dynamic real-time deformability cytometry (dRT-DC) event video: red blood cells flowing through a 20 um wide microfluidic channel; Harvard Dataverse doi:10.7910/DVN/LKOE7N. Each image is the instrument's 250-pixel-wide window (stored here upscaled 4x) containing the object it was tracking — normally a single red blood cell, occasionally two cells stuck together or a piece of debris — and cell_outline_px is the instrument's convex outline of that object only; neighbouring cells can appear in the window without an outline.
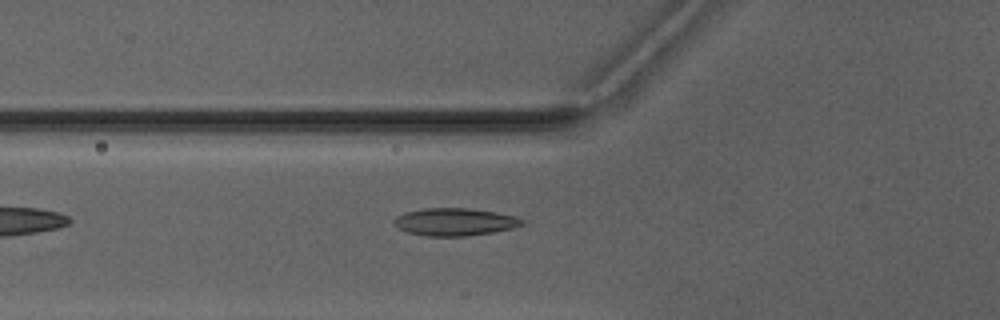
{"species": "Egyptian fruit bat (a non-hibernating species)", "species_latin": "Rousettus aegyptiacus", "temperature_condition": "warm", "stored_images_in_passage": 2, "camera_frame_rate_fps": 3000, "um_per_image_px": 0.085, "animal": {"sex": "male"}, "frame": {"image": 1, "passage_image": 2, "time_ms": 1.333, "image_size_px": [1000, 320], "cell_outline_px": [[524, 224], [512, 228], [492, 232], [464, 236], [428, 236], [408, 232], [392, 224], [392, 220], [396, 216], [408, 212], [424, 208], [472, 208], [496, 212], [516, 216], [524, 220]], "centroid_in_image_um": [38.66, 18.85], "position_along_channel_um": 87.1, "area_um2": 20.52}}